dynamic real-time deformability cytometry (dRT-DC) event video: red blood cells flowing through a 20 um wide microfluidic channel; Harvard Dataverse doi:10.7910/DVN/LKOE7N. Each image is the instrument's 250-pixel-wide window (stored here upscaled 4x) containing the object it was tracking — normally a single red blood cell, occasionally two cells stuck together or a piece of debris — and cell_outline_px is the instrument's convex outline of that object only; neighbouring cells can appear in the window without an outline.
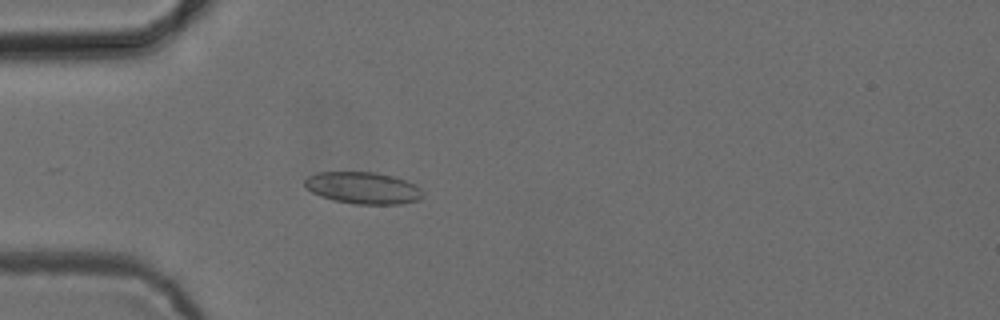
{"species": "common noctule bat (a hibernating species)", "species_latin": "Nyctalus noctula", "temperature_condition": "cold", "stored_images_in_passage": 45, "camera_frame_rate_fps": 3000, "um_per_image_px": 0.085, "animal": {"sex": "female", "body_mass_g": 24.6, "forearm_length_mm": 56.2}, "frame": {"image": 1, "passage_image": 8, "time_ms": 2.333, "image_size_px": [1000, 320], "cell_outline_px": [[420, 196], [416, 200], [400, 204], [356, 204], [336, 200], [320, 196], [312, 192], [304, 184], [304, 180], [308, 176], [316, 172], [376, 172], [396, 176], [420, 188]], "centroid_in_image_um": [30.81, 15.96], "position_along_channel_um": 54.2, "area_um2": 21.62}}
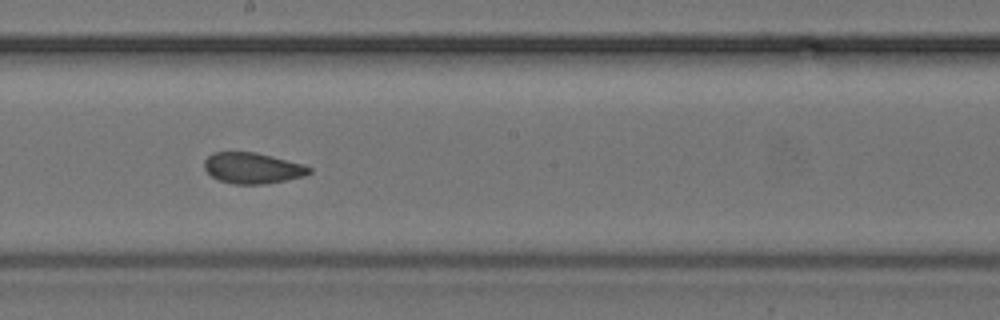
{"frame": {"image": 2, "passage_image": 22, "time_ms": 7.0, "image_size_px": [1000, 320], "cell_outline_px": [[312, 172], [304, 176], [264, 184], [232, 184], [220, 180], [212, 176], [204, 168], [204, 160], [212, 152], [256, 152], [304, 164], [312, 168]], "centroid_in_image_um": [21.47, 14.28], "position_along_channel_um": 226.7, "area_um2": 18.9}}
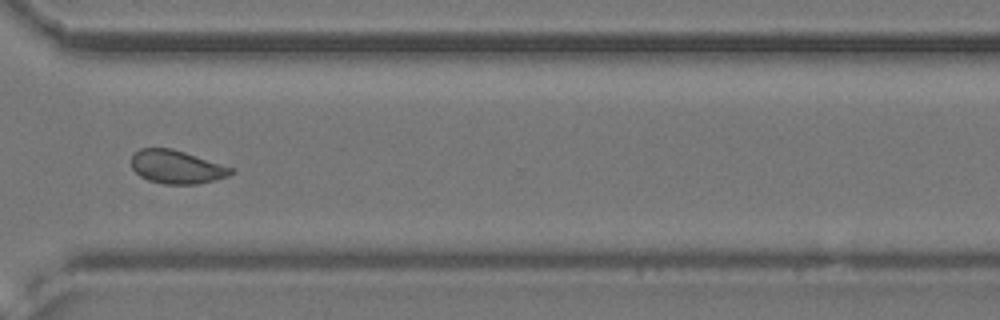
{"frame": {"image": 3, "passage_image": 32, "time_ms": 10.333, "image_size_px": [1000, 320], "cell_outline_px": [[236, 172], [228, 176], [196, 184], [164, 184], [148, 180], [140, 176], [132, 168], [132, 156], [140, 148], [172, 148], [236, 168]], "centroid_in_image_um": [15.05, 14.18], "position_along_channel_um": 355.5, "area_um2": 19.42}, "authors_computed_cell_mechanics": {"area_um2": 19.652, "velocity_mm_per_s": 3.8653, "shape_relaxation_time_tau1_ms": null, "shape_relaxation_time_tau2_ms": 1.1971, "deformation_change_tau1": null, "deformation_change_tau2": 0.0551}}